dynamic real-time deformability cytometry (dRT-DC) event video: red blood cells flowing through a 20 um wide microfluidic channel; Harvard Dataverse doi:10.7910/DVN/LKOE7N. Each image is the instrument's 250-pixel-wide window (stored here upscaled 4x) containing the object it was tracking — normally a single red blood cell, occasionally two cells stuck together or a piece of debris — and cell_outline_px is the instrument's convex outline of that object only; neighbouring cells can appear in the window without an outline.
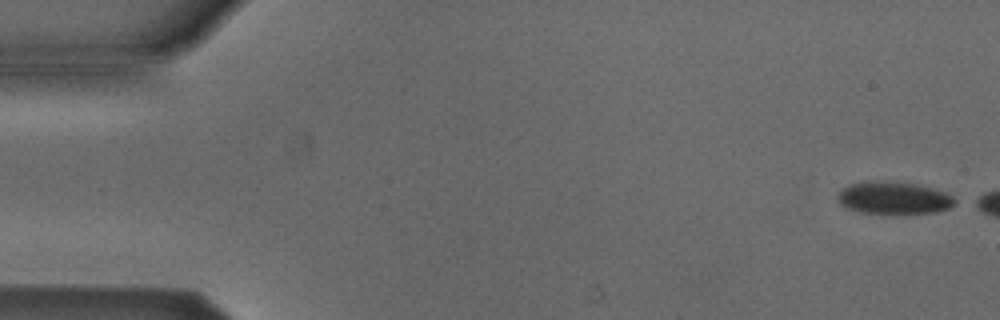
{"species": "Egyptian fruit bat (a non-hibernating species)", "species_latin": "Rousettus aegyptiacus", "temperature_condition": "cold", "stored_images_in_passage": 3, "camera_frame_rate_fps": 3000, "um_per_image_px": 0.085, "animal": {"sex": "male"}, "frame": {"image": 1, "passage_image": 1, "time_ms": 0.0, "image_size_px": [1000, 320], "cell_outline_px": [[960, 200], [956, 204], [948, 208], [936, 212], [860, 212], [848, 208], [840, 204], [836, 196], [844, 188], [852, 184], [876, 180], [884, 180], [916, 184], [948, 192]], "centroid_in_image_um": [76.04, 16.8], "position_along_channel_um": 9.0, "area_um2": 21.91}}